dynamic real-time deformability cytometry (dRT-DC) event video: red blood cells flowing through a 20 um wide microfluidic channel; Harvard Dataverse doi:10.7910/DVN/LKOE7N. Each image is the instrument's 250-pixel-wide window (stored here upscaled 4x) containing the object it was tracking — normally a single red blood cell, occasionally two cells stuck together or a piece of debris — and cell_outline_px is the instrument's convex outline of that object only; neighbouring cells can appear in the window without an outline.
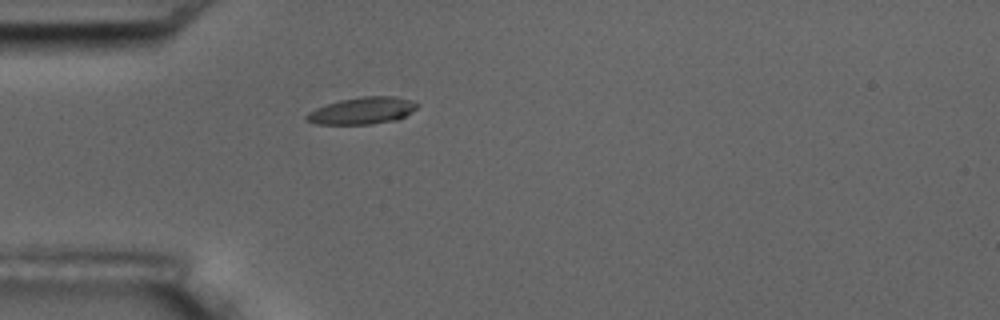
{"species": "common noctule bat (a hibernating species)", "species_latin": "Nyctalus noctula", "temperature_condition": "room temperature", "stored_images_in_passage": 1, "camera_frame_rate_fps": 3000, "um_per_image_px": 0.085, "animal": {"sex": "male", "body_mass_g": 17.5, "forearm_length_mm": 52.3}, "frame": {"image": 1, "passage_image": 1, "time_ms": 0.0, "image_size_px": [1000, 320], "cell_outline_px": [[420, 104], [416, 108], [404, 116], [396, 120], [372, 124], [316, 124], [304, 120], [304, 116], [308, 112], [316, 108], [340, 100], [364, 96], [392, 96], [412, 100]], "centroid_in_image_um": [30.77, 9.41], "position_along_channel_um": 54.2, "area_um2": 17.34}}